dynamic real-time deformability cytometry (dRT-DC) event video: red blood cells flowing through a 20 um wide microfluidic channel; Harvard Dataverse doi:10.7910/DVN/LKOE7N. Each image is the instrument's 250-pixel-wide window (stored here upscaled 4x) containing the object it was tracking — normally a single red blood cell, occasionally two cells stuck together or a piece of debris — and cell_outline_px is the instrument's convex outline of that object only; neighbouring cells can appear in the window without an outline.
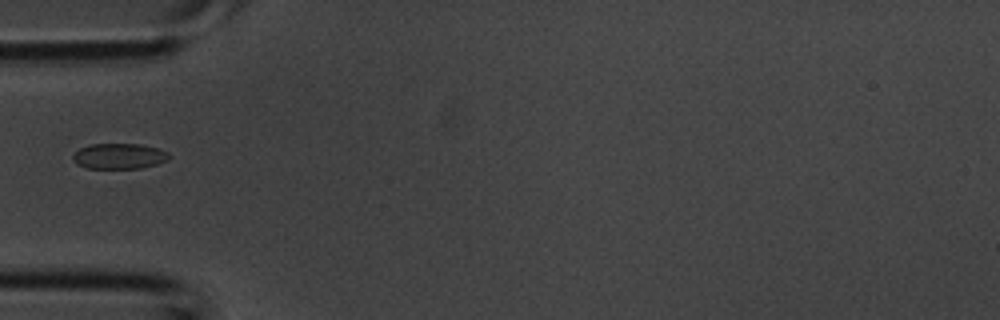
{"species": "common noctule bat (a hibernating species)", "species_latin": "Nyctalus noctula", "temperature_condition": "room temperature", "stored_images_in_passage": 2, "camera_frame_rate_fps": 3000, "um_per_image_px": 0.085, "animal": {"sex": "male", "body_mass_g": 20.1, "forearm_length_mm": 53.5}, "frame": {"image": 1, "passage_image": 2, "time_ms": 0.333, "image_size_px": [1000, 320], "cell_outline_px": [[172, 156], [168, 160], [156, 164], [140, 168], [88, 168], [76, 164], [72, 156], [80, 148], [92, 144], [140, 144], [160, 148], [168, 152]], "centroid_in_image_um": [10.18, 13.27], "position_along_channel_um": 74.8, "area_um2": 14.33}}